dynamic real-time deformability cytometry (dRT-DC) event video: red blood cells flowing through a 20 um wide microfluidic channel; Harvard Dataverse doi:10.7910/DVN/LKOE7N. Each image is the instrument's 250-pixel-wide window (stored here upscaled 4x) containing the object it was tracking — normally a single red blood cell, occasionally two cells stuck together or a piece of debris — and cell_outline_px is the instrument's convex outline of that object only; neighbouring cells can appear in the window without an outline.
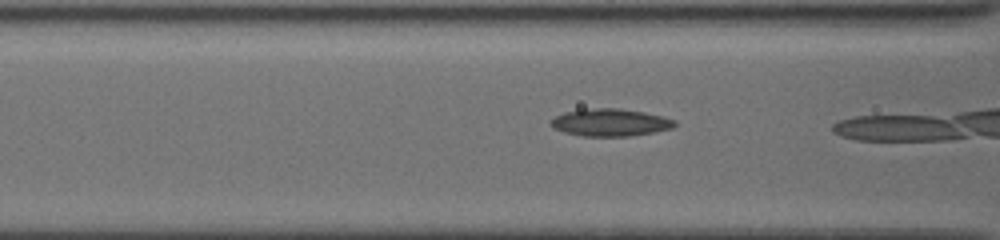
{"species": "common noctule bat (a hibernating species)", "species_latin": "Nyctalus noctula", "temperature_condition": "cold", "stored_images_in_passage": 5, "camera_frame_rate_fps": 3000, "um_per_image_px": 0.085, "animal": {"sex": "female", "body_mass_g": 19.5, "forearm_length_mm": 54.1}, "frame": {"image": 1, "passage_image": 4, "time_ms": 1.0, "image_size_px": [1000, 240], "cell_outline_px": [[676, 124], [672, 128], [652, 132], [628, 136], [584, 136], [564, 132], [552, 128], [548, 124], [548, 120], [564, 112], [592, 108], [620, 108], [644, 112], [664, 116], [676, 120]], "centroid_in_image_um": [51.84, 10.4], "position_along_channel_um": 114.8, "area_um2": 19.88}}